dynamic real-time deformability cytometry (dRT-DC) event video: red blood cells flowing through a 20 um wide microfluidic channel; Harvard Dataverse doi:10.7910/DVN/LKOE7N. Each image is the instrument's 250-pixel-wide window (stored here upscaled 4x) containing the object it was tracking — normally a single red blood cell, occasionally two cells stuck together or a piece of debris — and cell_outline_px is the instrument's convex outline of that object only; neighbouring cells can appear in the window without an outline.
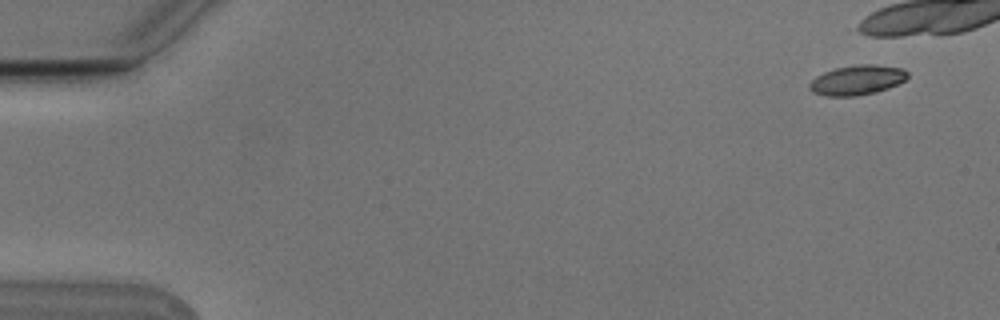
{"species": "Egyptian fruit bat (a non-hibernating species)", "species_latin": "Rousettus aegyptiacus", "temperature_condition": "cold", "stored_images_in_passage": 5, "segment_of_instrument_passage": [2, 2], "camera_frame_rate_fps": 3000, "um_per_image_px": 0.085, "animal": {"sex": "male"}, "frame": {"image": 1, "passage_image": 5, "time_ms": 1.333, "image_size_px": [1000, 320], "cell_outline_px": [[908, 76], [904, 80], [888, 88], [876, 92], [856, 96], [828, 96], [812, 92], [808, 88], [808, 84], [816, 76], [824, 72], [836, 68], [856, 64], [876, 64], [904, 68], [908, 72]], "centroid_in_image_um": [72.85, 6.79], "position_along_channel_um": 12.2, "area_um2": 17.11}}